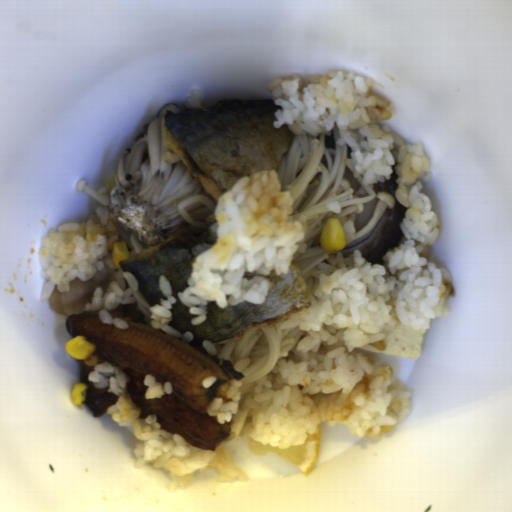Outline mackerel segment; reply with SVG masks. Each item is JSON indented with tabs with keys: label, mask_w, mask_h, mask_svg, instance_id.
<instances>
[{
	"label": "mackerel segment",
	"mask_w": 512,
	"mask_h": 512,
	"mask_svg": "<svg viewBox=\"0 0 512 512\" xmlns=\"http://www.w3.org/2000/svg\"><path fill=\"white\" fill-rule=\"evenodd\" d=\"M324 145L335 152L337 148L335 145V132L330 130L329 134H324Z\"/></svg>",
	"instance_id": "obj_6"
},
{
	"label": "mackerel segment",
	"mask_w": 512,
	"mask_h": 512,
	"mask_svg": "<svg viewBox=\"0 0 512 512\" xmlns=\"http://www.w3.org/2000/svg\"><path fill=\"white\" fill-rule=\"evenodd\" d=\"M218 224L212 223L203 233L193 237L186 228L178 229L169 239L149 247L138 255H129L118 262L123 270L132 274L137 288L152 307L160 305L161 298L168 300L160 290L159 277L165 276L171 286L175 304H171L169 327L179 334L190 333L192 339L211 341L213 345L240 339L243 332L254 327L273 328L290 315L309 307L311 301L306 281L293 260L288 273H268L270 291L263 303L242 301L233 306L220 308L217 301H207L206 319L193 325L191 314L179 293L188 287L194 257L215 243Z\"/></svg>",
	"instance_id": "obj_2"
},
{
	"label": "mackerel segment",
	"mask_w": 512,
	"mask_h": 512,
	"mask_svg": "<svg viewBox=\"0 0 512 512\" xmlns=\"http://www.w3.org/2000/svg\"><path fill=\"white\" fill-rule=\"evenodd\" d=\"M283 107L272 98H226L214 106L164 113L162 144L173 151L212 199L252 171H272L296 135L274 125Z\"/></svg>",
	"instance_id": "obj_1"
},
{
	"label": "mackerel segment",
	"mask_w": 512,
	"mask_h": 512,
	"mask_svg": "<svg viewBox=\"0 0 512 512\" xmlns=\"http://www.w3.org/2000/svg\"><path fill=\"white\" fill-rule=\"evenodd\" d=\"M121 311L124 317H129L136 324H145V315L142 310L138 308L137 303L121 305Z\"/></svg>",
	"instance_id": "obj_5"
},
{
	"label": "mackerel segment",
	"mask_w": 512,
	"mask_h": 512,
	"mask_svg": "<svg viewBox=\"0 0 512 512\" xmlns=\"http://www.w3.org/2000/svg\"><path fill=\"white\" fill-rule=\"evenodd\" d=\"M398 164L391 165L387 180L376 181L372 189L376 193H387L394 199L392 208H386L371 232L363 237L346 243L341 253L350 258L353 249L364 261L370 265H382L384 258L390 250L397 248L403 239L402 220L406 216L407 208L397 199L399 184L396 180L399 175L395 171Z\"/></svg>",
	"instance_id": "obj_3"
},
{
	"label": "mackerel segment",
	"mask_w": 512,
	"mask_h": 512,
	"mask_svg": "<svg viewBox=\"0 0 512 512\" xmlns=\"http://www.w3.org/2000/svg\"><path fill=\"white\" fill-rule=\"evenodd\" d=\"M377 201L373 198L368 201H363V210L357 213L354 222L356 232L365 227L375 214Z\"/></svg>",
	"instance_id": "obj_4"
}]
</instances>
